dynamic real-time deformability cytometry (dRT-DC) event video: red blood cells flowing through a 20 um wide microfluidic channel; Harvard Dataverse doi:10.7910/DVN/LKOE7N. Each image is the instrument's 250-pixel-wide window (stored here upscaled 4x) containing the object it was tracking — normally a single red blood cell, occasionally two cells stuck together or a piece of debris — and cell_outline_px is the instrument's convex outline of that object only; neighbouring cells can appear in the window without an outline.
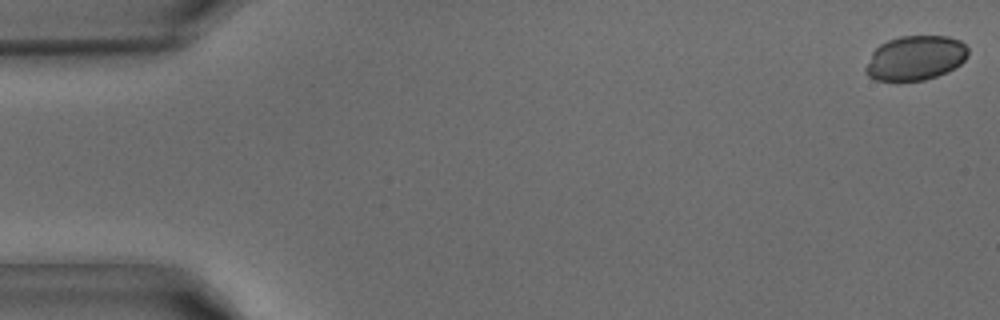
{"species": "common noctule bat (a hibernating species)", "species_latin": "Nyctalus noctula", "temperature_condition": "warm", "stored_images_in_passage": 8, "camera_frame_rate_fps": 3000, "um_per_image_px": 0.085, "animal": {"sex": "male", "body_mass_g": 15.6}, "frame": {"image": 1, "passage_image": 1, "time_ms": 0.0, "image_size_px": [1000, 320], "cell_outline_px": [[968, 56], [960, 64], [936, 76], [924, 80], [876, 80], [868, 76], [864, 72], [864, 68], [872, 52], [880, 44], [888, 40], [900, 36], [948, 36], [960, 40], [968, 48]], "centroid_in_image_um": [77.79, 4.91], "position_along_channel_um": 7.2, "area_um2": 26.47}}